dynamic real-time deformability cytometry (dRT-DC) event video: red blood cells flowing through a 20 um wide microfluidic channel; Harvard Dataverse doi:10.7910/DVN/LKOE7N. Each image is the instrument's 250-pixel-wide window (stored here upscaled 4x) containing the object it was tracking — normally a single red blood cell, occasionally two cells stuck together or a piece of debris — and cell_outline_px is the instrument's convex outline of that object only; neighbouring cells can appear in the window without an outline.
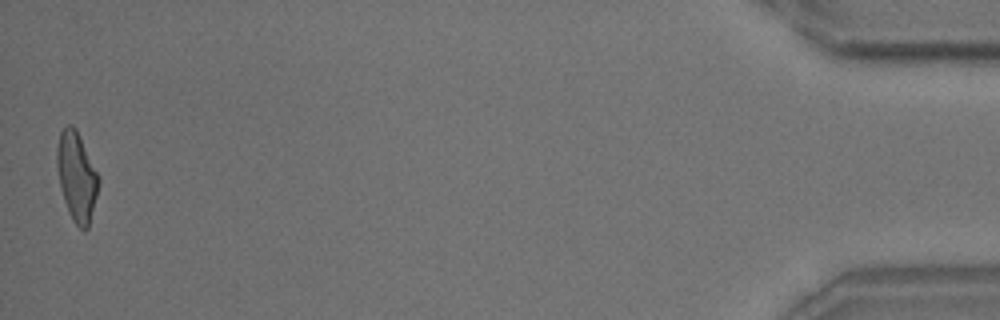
{"species": "common noctule bat (a hibernating species)", "species_latin": "Nyctalus noctula", "temperature_condition": "room temperature", "stored_images_in_passage": 44, "camera_frame_rate_fps": 3000, "um_per_image_px": 0.085, "animal": {"sex": "male", "body_mass_g": 18.8}, "frame": {"image": 1, "passage_image": 44, "time_ms": 14.333, "image_size_px": [1000, 320], "cell_outline_px": [[100, 180], [88, 228], [84, 232], [72, 220], [68, 212], [60, 188], [56, 164], [56, 148], [60, 132], [68, 124], [72, 124], [76, 128], [100, 176]], "centroid_in_image_um": [6.51, 14.99], "position_along_channel_um": 428.7, "area_um2": 21.79}, "authors_computed_cell_mechanics": {"area_um2": 21.7906, "velocity_mm_per_s": 3.6635, "shape_relaxation_time_tau1_ms": 5.7342, "shape_relaxation_time_tau2_ms": 1.5413, "deformation_change_tau1": 0.1917, "deformation_change_tau2": 0.0913}}